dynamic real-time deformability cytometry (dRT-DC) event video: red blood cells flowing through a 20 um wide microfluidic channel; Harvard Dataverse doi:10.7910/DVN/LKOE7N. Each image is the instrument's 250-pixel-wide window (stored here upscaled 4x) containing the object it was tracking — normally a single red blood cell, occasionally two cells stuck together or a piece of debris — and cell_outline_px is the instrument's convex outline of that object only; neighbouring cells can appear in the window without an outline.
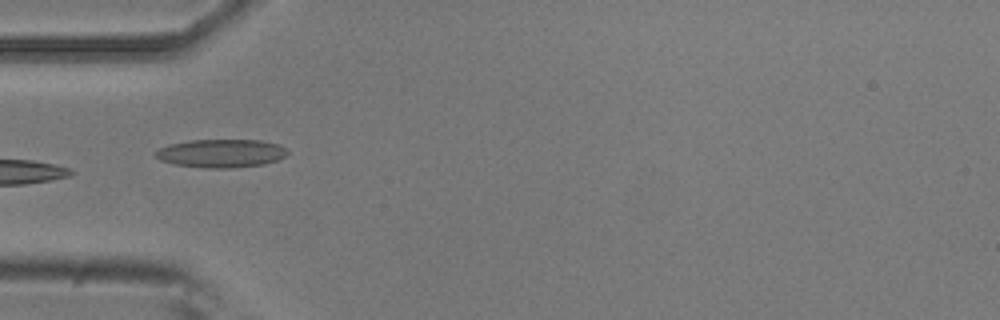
{"species": "common noctule bat (a hibernating species)", "species_latin": "Nyctalus noctula", "temperature_condition": "room temperature", "stored_images_in_passage": 8, "camera_frame_rate_fps": 3000, "um_per_image_px": 0.085, "animal": {"sex": "male", "body_mass_g": 20.5, "forearm_length_mm": 52.5}, "frame": {"image": 1, "passage_image": 5, "time_ms": 1.333, "image_size_px": [1000, 320], "cell_outline_px": [[288, 152], [284, 156], [276, 160], [264, 164], [232, 168], [204, 168], [176, 164], [160, 160], [156, 156], [156, 152], [160, 148], [168, 144], [188, 140], [260, 140], [276, 144], [284, 148]], "centroid_in_image_um": [18.77, 13.03], "position_along_channel_um": 66.2, "area_um2": 21.56}}
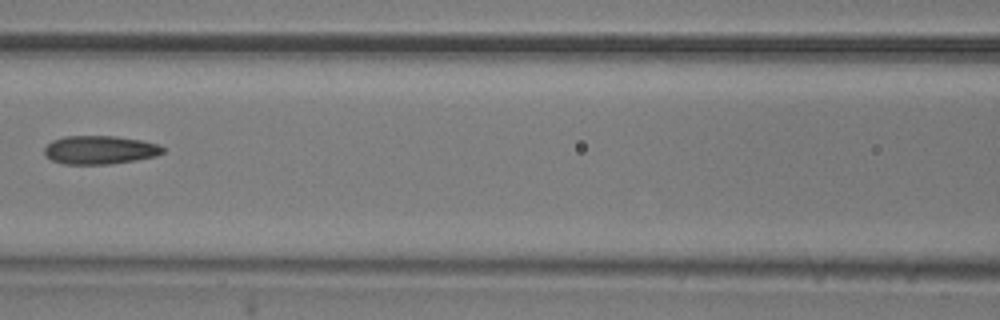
{"frame": {"image": 2, "passage_image": 7, "time_ms": 2.0, "image_size_px": [1000, 320], "cell_outline_px": [[164, 152], [156, 156], [136, 160], [112, 164], [64, 164], [52, 160], [44, 152], [44, 148], [52, 140], [64, 136], [116, 136], [140, 140], [160, 144], [164, 148]], "centroid_in_image_um": [8.51, 12.74], "position_along_channel_um": 158.1, "area_um2": 19.71}}
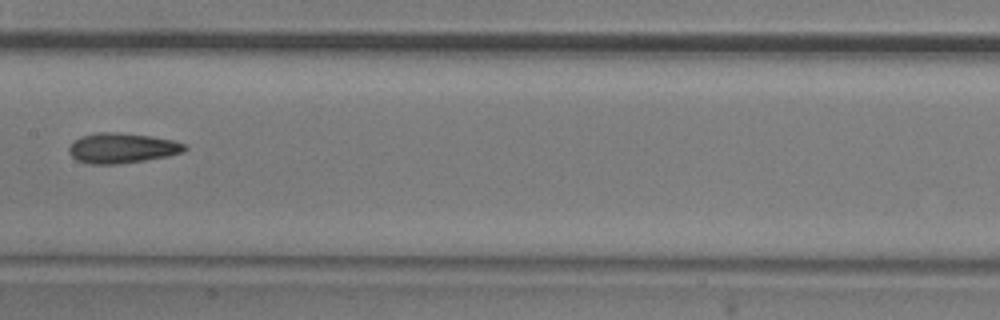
{"frame": {"image": 3, "passage_image": 8, "time_ms": 2.333, "image_size_px": [1000, 320], "cell_outline_px": [[188, 148], [184, 152], [168, 156], [144, 160], [116, 164], [88, 164], [76, 160], [68, 152], [68, 148], [80, 136], [96, 132], [120, 132], [152, 136], [172, 140], [184, 144]], "centroid_in_image_um": [10.36, 12.58], "position_along_channel_um": 197.0, "area_um2": 20.4}}